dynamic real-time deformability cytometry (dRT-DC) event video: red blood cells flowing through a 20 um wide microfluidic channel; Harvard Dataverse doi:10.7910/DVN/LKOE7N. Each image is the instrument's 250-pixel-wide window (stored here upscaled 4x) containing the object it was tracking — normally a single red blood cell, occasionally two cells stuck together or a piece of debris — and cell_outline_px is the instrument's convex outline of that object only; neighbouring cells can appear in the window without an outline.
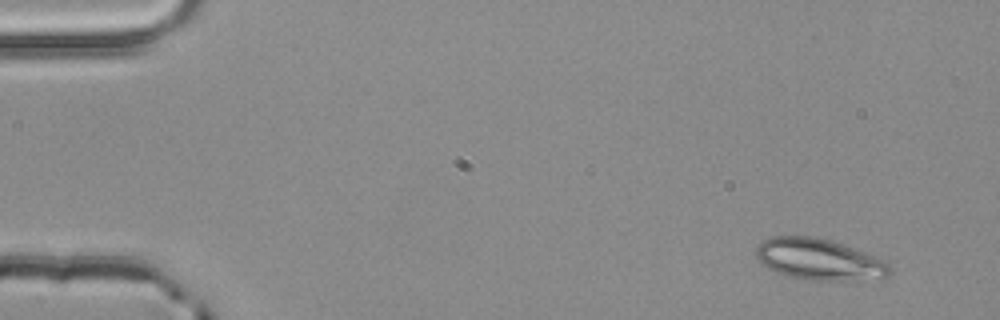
{"species": "common noctule bat (a hibernating species)", "species_latin": "Nyctalus noctula", "temperature_condition": "room temperature", "stored_images_in_passage": 2, "camera_frame_rate_fps": 3000, "um_per_image_px": 0.085, "animal": {"sex": "male", "body_mass_g": 20.4}, "frame": {"image": 1, "passage_image": 2, "time_ms": 0.333, "image_size_px": [1000, 320], "cell_outline_px": [[892, 272], [888, 276], [852, 280], [804, 280], [784, 276], [768, 268], [756, 256], [756, 248], [764, 240], [772, 236], [816, 236], [832, 240], [888, 260], [892, 268]], "centroid_in_image_um": [69.66, 22.04], "position_along_channel_um": 15.3, "area_um2": 32.48}}